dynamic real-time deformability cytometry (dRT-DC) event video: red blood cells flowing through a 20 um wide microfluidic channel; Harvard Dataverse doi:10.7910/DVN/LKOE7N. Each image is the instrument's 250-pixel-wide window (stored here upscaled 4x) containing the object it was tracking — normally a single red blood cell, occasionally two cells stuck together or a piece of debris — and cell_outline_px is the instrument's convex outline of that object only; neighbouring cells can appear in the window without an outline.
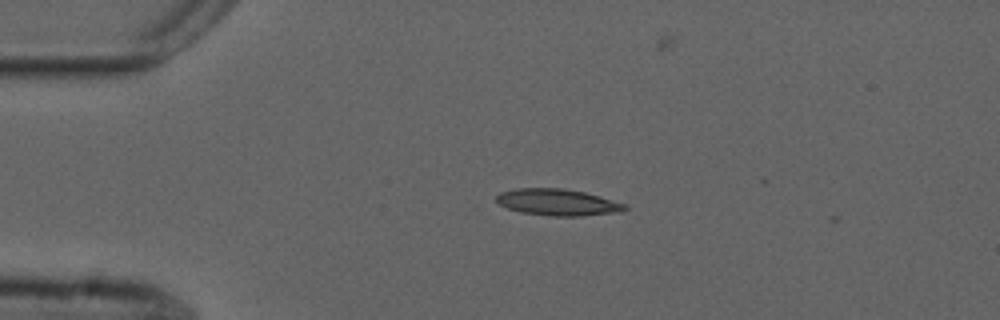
{"species": "common noctule bat (a hibernating species)", "species_latin": "Nyctalus noctula", "temperature_condition": "cold", "stored_images_in_passage": 43, "camera_frame_rate_fps": 3000, "um_per_image_px": 0.085, "animal": {"sex": "male", "forearm_length_mm": 52.5}, "frame": {"image": 1, "passage_image": 1, "time_ms": 0.0, "image_size_px": [1000, 320], "cell_outline_px": [[628, 208], [620, 212], [580, 216], [552, 216], [520, 212], [508, 208], [500, 204], [496, 200], [496, 196], [500, 192], [516, 188], [564, 188], [584, 192], [600, 196], [628, 204]], "centroid_in_image_um": [47.43, 17.19], "position_along_channel_um": 37.6, "area_um2": 20.0}}
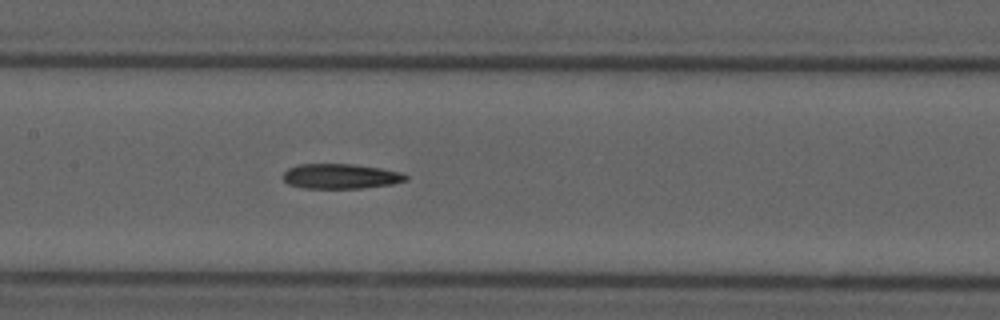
{"frame": {"image": 2, "passage_image": 15, "time_ms": 4.667, "image_size_px": [1000, 320], "cell_outline_px": [[408, 180], [392, 184], [360, 188], [304, 188], [288, 184], [284, 180], [284, 172], [288, 168], [300, 164], [352, 164], [380, 168], [400, 172], [408, 176]], "centroid_in_image_um": [28.96, 14.98], "position_along_channel_um": 178.4, "area_um2": 17.74}}
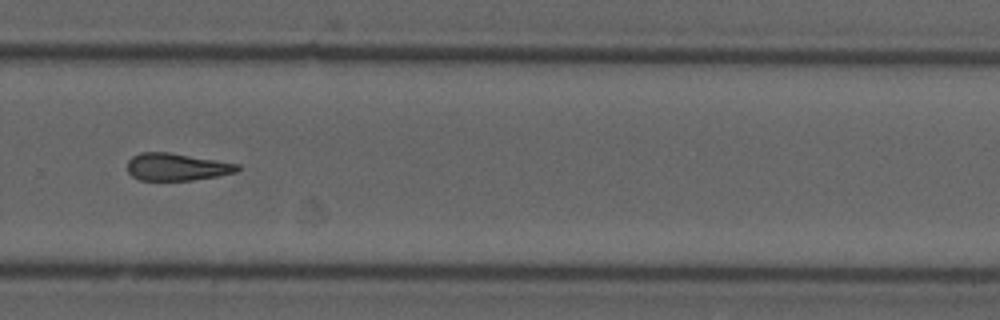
{"frame": {"image": 3, "passage_image": 26, "time_ms": 8.333, "image_size_px": [1000, 320], "cell_outline_px": [[240, 168], [236, 172], [216, 176], [192, 180], [140, 180], [132, 176], [128, 172], [128, 160], [132, 156], [140, 152], [168, 152], [240, 164]], "centroid_in_image_um": [15.0, 14.18], "position_along_channel_um": 314.8, "area_um2": 17.46}, "authors_computed_cell_mechanics": {"area_um2": 18.1492, "velocity_mm_per_s": 3.7387, "shape_relaxation_time_tau1_ms": 9.9102, "shape_relaxation_time_tau2_ms": null, "deformation_change_tau1": 0.2095, "deformation_change_tau2": null}}